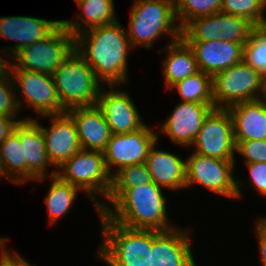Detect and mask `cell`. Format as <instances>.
Masks as SVG:
<instances>
[{
	"instance_id": "21",
	"label": "cell",
	"mask_w": 266,
	"mask_h": 266,
	"mask_svg": "<svg viewBox=\"0 0 266 266\" xmlns=\"http://www.w3.org/2000/svg\"><path fill=\"white\" fill-rule=\"evenodd\" d=\"M157 144L155 142L150 148L145 162L152 181L166 190L186 188V160L176 154L158 150Z\"/></svg>"
},
{
	"instance_id": "20",
	"label": "cell",
	"mask_w": 266,
	"mask_h": 266,
	"mask_svg": "<svg viewBox=\"0 0 266 266\" xmlns=\"http://www.w3.org/2000/svg\"><path fill=\"white\" fill-rule=\"evenodd\" d=\"M66 112L72 117L76 125L81 148L104 152L112 133L97 105L76 107Z\"/></svg>"
},
{
	"instance_id": "41",
	"label": "cell",
	"mask_w": 266,
	"mask_h": 266,
	"mask_svg": "<svg viewBox=\"0 0 266 266\" xmlns=\"http://www.w3.org/2000/svg\"><path fill=\"white\" fill-rule=\"evenodd\" d=\"M7 239L6 238H0V251L5 247Z\"/></svg>"
},
{
	"instance_id": "19",
	"label": "cell",
	"mask_w": 266,
	"mask_h": 266,
	"mask_svg": "<svg viewBox=\"0 0 266 266\" xmlns=\"http://www.w3.org/2000/svg\"><path fill=\"white\" fill-rule=\"evenodd\" d=\"M194 51L199 71L211 75L243 61L244 46L233 41L186 42Z\"/></svg>"
},
{
	"instance_id": "26",
	"label": "cell",
	"mask_w": 266,
	"mask_h": 266,
	"mask_svg": "<svg viewBox=\"0 0 266 266\" xmlns=\"http://www.w3.org/2000/svg\"><path fill=\"white\" fill-rule=\"evenodd\" d=\"M57 170L49 173L52 182L47 195L44 197L50 223L53 224L66 215L72 208L80 189L70 183L62 181L57 175Z\"/></svg>"
},
{
	"instance_id": "42",
	"label": "cell",
	"mask_w": 266,
	"mask_h": 266,
	"mask_svg": "<svg viewBox=\"0 0 266 266\" xmlns=\"http://www.w3.org/2000/svg\"><path fill=\"white\" fill-rule=\"evenodd\" d=\"M4 174H3V170H2V167H1V164H0V178L3 177Z\"/></svg>"
},
{
	"instance_id": "25",
	"label": "cell",
	"mask_w": 266,
	"mask_h": 266,
	"mask_svg": "<svg viewBox=\"0 0 266 266\" xmlns=\"http://www.w3.org/2000/svg\"><path fill=\"white\" fill-rule=\"evenodd\" d=\"M0 164L5 178L15 184L26 183V161L23 157V145L19 140V123L0 144Z\"/></svg>"
},
{
	"instance_id": "14",
	"label": "cell",
	"mask_w": 266,
	"mask_h": 266,
	"mask_svg": "<svg viewBox=\"0 0 266 266\" xmlns=\"http://www.w3.org/2000/svg\"><path fill=\"white\" fill-rule=\"evenodd\" d=\"M43 117H49V119H51L49 128L43 127L37 121V118L34 120L42 128L49 161L55 169H58L82 149L78 138L77 128L72 117L67 112L62 114L44 115Z\"/></svg>"
},
{
	"instance_id": "23",
	"label": "cell",
	"mask_w": 266,
	"mask_h": 266,
	"mask_svg": "<svg viewBox=\"0 0 266 266\" xmlns=\"http://www.w3.org/2000/svg\"><path fill=\"white\" fill-rule=\"evenodd\" d=\"M162 51L167 53L162 65L167 89L199 72L194 51L182 38L170 42Z\"/></svg>"
},
{
	"instance_id": "31",
	"label": "cell",
	"mask_w": 266,
	"mask_h": 266,
	"mask_svg": "<svg viewBox=\"0 0 266 266\" xmlns=\"http://www.w3.org/2000/svg\"><path fill=\"white\" fill-rule=\"evenodd\" d=\"M222 0H174L175 13L181 29L198 17L220 12Z\"/></svg>"
},
{
	"instance_id": "27",
	"label": "cell",
	"mask_w": 266,
	"mask_h": 266,
	"mask_svg": "<svg viewBox=\"0 0 266 266\" xmlns=\"http://www.w3.org/2000/svg\"><path fill=\"white\" fill-rule=\"evenodd\" d=\"M171 89L177 90L183 102L214 104L212 76L202 71L176 82Z\"/></svg>"
},
{
	"instance_id": "8",
	"label": "cell",
	"mask_w": 266,
	"mask_h": 266,
	"mask_svg": "<svg viewBox=\"0 0 266 266\" xmlns=\"http://www.w3.org/2000/svg\"><path fill=\"white\" fill-rule=\"evenodd\" d=\"M212 85L215 108L228 109L265 95V79L244 60L214 75Z\"/></svg>"
},
{
	"instance_id": "18",
	"label": "cell",
	"mask_w": 266,
	"mask_h": 266,
	"mask_svg": "<svg viewBox=\"0 0 266 266\" xmlns=\"http://www.w3.org/2000/svg\"><path fill=\"white\" fill-rule=\"evenodd\" d=\"M19 140L23 145L26 161V182H43L47 167L52 166L46 153L45 138L41 126L31 117L19 122Z\"/></svg>"
},
{
	"instance_id": "34",
	"label": "cell",
	"mask_w": 266,
	"mask_h": 266,
	"mask_svg": "<svg viewBox=\"0 0 266 266\" xmlns=\"http://www.w3.org/2000/svg\"><path fill=\"white\" fill-rule=\"evenodd\" d=\"M15 86L9 71L0 77V115L18 117L22 102L17 99Z\"/></svg>"
},
{
	"instance_id": "6",
	"label": "cell",
	"mask_w": 266,
	"mask_h": 266,
	"mask_svg": "<svg viewBox=\"0 0 266 266\" xmlns=\"http://www.w3.org/2000/svg\"><path fill=\"white\" fill-rule=\"evenodd\" d=\"M75 50V37L61 22L45 38L17 51L9 70H29L53 75ZM14 62V63H13Z\"/></svg>"
},
{
	"instance_id": "24",
	"label": "cell",
	"mask_w": 266,
	"mask_h": 266,
	"mask_svg": "<svg viewBox=\"0 0 266 266\" xmlns=\"http://www.w3.org/2000/svg\"><path fill=\"white\" fill-rule=\"evenodd\" d=\"M82 14L74 20H62L66 29L75 37L84 31L118 21L113 0H83L77 3ZM83 23V24H82Z\"/></svg>"
},
{
	"instance_id": "40",
	"label": "cell",
	"mask_w": 266,
	"mask_h": 266,
	"mask_svg": "<svg viewBox=\"0 0 266 266\" xmlns=\"http://www.w3.org/2000/svg\"><path fill=\"white\" fill-rule=\"evenodd\" d=\"M3 52H4L3 50H0V77L4 76L9 71V65H10V60L7 62L4 59H2L3 58L2 54L6 55V53Z\"/></svg>"
},
{
	"instance_id": "37",
	"label": "cell",
	"mask_w": 266,
	"mask_h": 266,
	"mask_svg": "<svg viewBox=\"0 0 266 266\" xmlns=\"http://www.w3.org/2000/svg\"><path fill=\"white\" fill-rule=\"evenodd\" d=\"M13 252L10 253L6 246L0 251V266H33L17 251Z\"/></svg>"
},
{
	"instance_id": "5",
	"label": "cell",
	"mask_w": 266,
	"mask_h": 266,
	"mask_svg": "<svg viewBox=\"0 0 266 266\" xmlns=\"http://www.w3.org/2000/svg\"><path fill=\"white\" fill-rule=\"evenodd\" d=\"M52 76L66 111L97 104L103 84L96 78L92 67L75 50Z\"/></svg>"
},
{
	"instance_id": "43",
	"label": "cell",
	"mask_w": 266,
	"mask_h": 266,
	"mask_svg": "<svg viewBox=\"0 0 266 266\" xmlns=\"http://www.w3.org/2000/svg\"><path fill=\"white\" fill-rule=\"evenodd\" d=\"M264 98L266 99V80H265V95Z\"/></svg>"
},
{
	"instance_id": "28",
	"label": "cell",
	"mask_w": 266,
	"mask_h": 266,
	"mask_svg": "<svg viewBox=\"0 0 266 266\" xmlns=\"http://www.w3.org/2000/svg\"><path fill=\"white\" fill-rule=\"evenodd\" d=\"M219 12L190 20L181 29L185 42H210L220 39Z\"/></svg>"
},
{
	"instance_id": "36",
	"label": "cell",
	"mask_w": 266,
	"mask_h": 266,
	"mask_svg": "<svg viewBox=\"0 0 266 266\" xmlns=\"http://www.w3.org/2000/svg\"><path fill=\"white\" fill-rule=\"evenodd\" d=\"M250 173V185L256 188L258 193L266 196V163L257 162L246 164Z\"/></svg>"
},
{
	"instance_id": "38",
	"label": "cell",
	"mask_w": 266,
	"mask_h": 266,
	"mask_svg": "<svg viewBox=\"0 0 266 266\" xmlns=\"http://www.w3.org/2000/svg\"><path fill=\"white\" fill-rule=\"evenodd\" d=\"M262 264H266V217L257 219L255 225Z\"/></svg>"
},
{
	"instance_id": "12",
	"label": "cell",
	"mask_w": 266,
	"mask_h": 266,
	"mask_svg": "<svg viewBox=\"0 0 266 266\" xmlns=\"http://www.w3.org/2000/svg\"><path fill=\"white\" fill-rule=\"evenodd\" d=\"M9 73L15 91L24 95V102L39 116L66 113L52 75L29 70H9Z\"/></svg>"
},
{
	"instance_id": "10",
	"label": "cell",
	"mask_w": 266,
	"mask_h": 266,
	"mask_svg": "<svg viewBox=\"0 0 266 266\" xmlns=\"http://www.w3.org/2000/svg\"><path fill=\"white\" fill-rule=\"evenodd\" d=\"M194 153L235 161L233 120L228 109L213 108L205 117L192 144Z\"/></svg>"
},
{
	"instance_id": "35",
	"label": "cell",
	"mask_w": 266,
	"mask_h": 266,
	"mask_svg": "<svg viewBox=\"0 0 266 266\" xmlns=\"http://www.w3.org/2000/svg\"><path fill=\"white\" fill-rule=\"evenodd\" d=\"M235 153L241 154L245 164L266 163V140H246L235 142Z\"/></svg>"
},
{
	"instance_id": "30",
	"label": "cell",
	"mask_w": 266,
	"mask_h": 266,
	"mask_svg": "<svg viewBox=\"0 0 266 266\" xmlns=\"http://www.w3.org/2000/svg\"><path fill=\"white\" fill-rule=\"evenodd\" d=\"M266 0H222L221 13L249 20L254 26L266 25Z\"/></svg>"
},
{
	"instance_id": "3",
	"label": "cell",
	"mask_w": 266,
	"mask_h": 266,
	"mask_svg": "<svg viewBox=\"0 0 266 266\" xmlns=\"http://www.w3.org/2000/svg\"><path fill=\"white\" fill-rule=\"evenodd\" d=\"M103 240L97 255L109 266H150L152 230L132 229L98 212Z\"/></svg>"
},
{
	"instance_id": "15",
	"label": "cell",
	"mask_w": 266,
	"mask_h": 266,
	"mask_svg": "<svg viewBox=\"0 0 266 266\" xmlns=\"http://www.w3.org/2000/svg\"><path fill=\"white\" fill-rule=\"evenodd\" d=\"M213 108L214 104L180 101L163 125L161 124L160 131L168 135L173 143L191 147L205 117Z\"/></svg>"
},
{
	"instance_id": "22",
	"label": "cell",
	"mask_w": 266,
	"mask_h": 266,
	"mask_svg": "<svg viewBox=\"0 0 266 266\" xmlns=\"http://www.w3.org/2000/svg\"><path fill=\"white\" fill-rule=\"evenodd\" d=\"M234 130V141L266 140V99L235 104L228 108Z\"/></svg>"
},
{
	"instance_id": "9",
	"label": "cell",
	"mask_w": 266,
	"mask_h": 266,
	"mask_svg": "<svg viewBox=\"0 0 266 266\" xmlns=\"http://www.w3.org/2000/svg\"><path fill=\"white\" fill-rule=\"evenodd\" d=\"M235 161L194 153L186 159V189L200 184L207 190L228 198H240L245 183L233 177ZM243 182V183H242Z\"/></svg>"
},
{
	"instance_id": "1",
	"label": "cell",
	"mask_w": 266,
	"mask_h": 266,
	"mask_svg": "<svg viewBox=\"0 0 266 266\" xmlns=\"http://www.w3.org/2000/svg\"><path fill=\"white\" fill-rule=\"evenodd\" d=\"M130 48L126 30L118 21L75 36V51L92 67L96 78L108 86L128 82Z\"/></svg>"
},
{
	"instance_id": "13",
	"label": "cell",
	"mask_w": 266,
	"mask_h": 266,
	"mask_svg": "<svg viewBox=\"0 0 266 266\" xmlns=\"http://www.w3.org/2000/svg\"><path fill=\"white\" fill-rule=\"evenodd\" d=\"M116 86L110 85L109 90L101 87L96 104L102 111L111 133L124 134L141 129L145 123L131 96L123 90H116Z\"/></svg>"
},
{
	"instance_id": "4",
	"label": "cell",
	"mask_w": 266,
	"mask_h": 266,
	"mask_svg": "<svg viewBox=\"0 0 266 266\" xmlns=\"http://www.w3.org/2000/svg\"><path fill=\"white\" fill-rule=\"evenodd\" d=\"M176 22L174 0H135L126 33L132 48L143 45L151 49L165 33L171 43L181 38V27Z\"/></svg>"
},
{
	"instance_id": "2",
	"label": "cell",
	"mask_w": 266,
	"mask_h": 266,
	"mask_svg": "<svg viewBox=\"0 0 266 266\" xmlns=\"http://www.w3.org/2000/svg\"><path fill=\"white\" fill-rule=\"evenodd\" d=\"M162 193L153 181L135 188H111L106 199L110 204L102 202L99 212L128 228L168 231L176 227L168 222L167 200Z\"/></svg>"
},
{
	"instance_id": "29",
	"label": "cell",
	"mask_w": 266,
	"mask_h": 266,
	"mask_svg": "<svg viewBox=\"0 0 266 266\" xmlns=\"http://www.w3.org/2000/svg\"><path fill=\"white\" fill-rule=\"evenodd\" d=\"M243 60L266 80V25L255 26L244 45Z\"/></svg>"
},
{
	"instance_id": "44",
	"label": "cell",
	"mask_w": 266,
	"mask_h": 266,
	"mask_svg": "<svg viewBox=\"0 0 266 266\" xmlns=\"http://www.w3.org/2000/svg\"><path fill=\"white\" fill-rule=\"evenodd\" d=\"M74 1H75L76 4H77V3H79V2H81V1H83V0H74Z\"/></svg>"
},
{
	"instance_id": "32",
	"label": "cell",
	"mask_w": 266,
	"mask_h": 266,
	"mask_svg": "<svg viewBox=\"0 0 266 266\" xmlns=\"http://www.w3.org/2000/svg\"><path fill=\"white\" fill-rule=\"evenodd\" d=\"M255 26L247 19L219 12L220 40L241 43L248 42L250 32Z\"/></svg>"
},
{
	"instance_id": "7",
	"label": "cell",
	"mask_w": 266,
	"mask_h": 266,
	"mask_svg": "<svg viewBox=\"0 0 266 266\" xmlns=\"http://www.w3.org/2000/svg\"><path fill=\"white\" fill-rule=\"evenodd\" d=\"M58 170L56 175L88 194L99 212L102 202L97 200L95 194H101L107 199L112 185V176L106 168L104 153L81 149Z\"/></svg>"
},
{
	"instance_id": "33",
	"label": "cell",
	"mask_w": 266,
	"mask_h": 266,
	"mask_svg": "<svg viewBox=\"0 0 266 266\" xmlns=\"http://www.w3.org/2000/svg\"><path fill=\"white\" fill-rule=\"evenodd\" d=\"M152 182L146 163L123 167L112 176L111 188H135Z\"/></svg>"
},
{
	"instance_id": "17",
	"label": "cell",
	"mask_w": 266,
	"mask_h": 266,
	"mask_svg": "<svg viewBox=\"0 0 266 266\" xmlns=\"http://www.w3.org/2000/svg\"><path fill=\"white\" fill-rule=\"evenodd\" d=\"M61 22L62 20H46L31 16L0 17V38L17 42L13 47H4L5 57L10 60L21 48L45 38Z\"/></svg>"
},
{
	"instance_id": "11",
	"label": "cell",
	"mask_w": 266,
	"mask_h": 266,
	"mask_svg": "<svg viewBox=\"0 0 266 266\" xmlns=\"http://www.w3.org/2000/svg\"><path fill=\"white\" fill-rule=\"evenodd\" d=\"M158 136L146 124L134 132L112 134L103 152L110 175L113 176L123 167L145 163L150 148L159 140ZM113 166L117 168L113 169Z\"/></svg>"
},
{
	"instance_id": "39",
	"label": "cell",
	"mask_w": 266,
	"mask_h": 266,
	"mask_svg": "<svg viewBox=\"0 0 266 266\" xmlns=\"http://www.w3.org/2000/svg\"><path fill=\"white\" fill-rule=\"evenodd\" d=\"M17 117H8L0 115V144L14 131L15 126L22 120H17ZM16 119V120H15Z\"/></svg>"
},
{
	"instance_id": "16",
	"label": "cell",
	"mask_w": 266,
	"mask_h": 266,
	"mask_svg": "<svg viewBox=\"0 0 266 266\" xmlns=\"http://www.w3.org/2000/svg\"><path fill=\"white\" fill-rule=\"evenodd\" d=\"M189 230H152L150 266H197L191 252Z\"/></svg>"
}]
</instances>
